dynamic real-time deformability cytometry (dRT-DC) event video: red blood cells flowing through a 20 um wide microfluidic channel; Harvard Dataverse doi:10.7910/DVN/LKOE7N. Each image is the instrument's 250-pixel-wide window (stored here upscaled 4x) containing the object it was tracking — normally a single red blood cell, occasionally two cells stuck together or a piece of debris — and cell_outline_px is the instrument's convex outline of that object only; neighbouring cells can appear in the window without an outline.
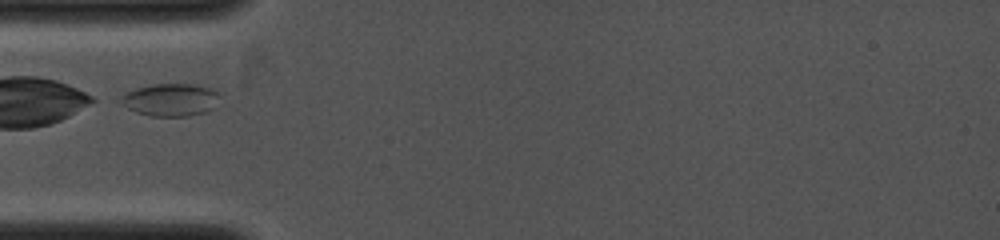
{"species": "common noctule bat (a hibernating species)", "species_latin": "Nyctalus noctula", "temperature_condition": "cold", "stored_images_in_passage": 3, "camera_frame_rate_fps": 4000, "um_per_image_px": 0.085, "animal": {"sex": "female", "body_mass_g": 19.0, "forearm_length_mm": 53.3}, "frame": {"image": 1, "passage_image": 1, "time_ms": 0.0, "image_size_px": [1000, 240], "cell_outline_px": [[220, 96], [216, 108], [208, 112], [188, 116], [152, 116], [136, 112], [128, 108], [116, 100], [124, 92], [136, 88], [152, 84], [196, 84], [208, 88], [216, 92]], "centroid_in_image_um": [14.48, 8.49], "position_along_channel_um": 70.5, "area_um2": 19.13}}